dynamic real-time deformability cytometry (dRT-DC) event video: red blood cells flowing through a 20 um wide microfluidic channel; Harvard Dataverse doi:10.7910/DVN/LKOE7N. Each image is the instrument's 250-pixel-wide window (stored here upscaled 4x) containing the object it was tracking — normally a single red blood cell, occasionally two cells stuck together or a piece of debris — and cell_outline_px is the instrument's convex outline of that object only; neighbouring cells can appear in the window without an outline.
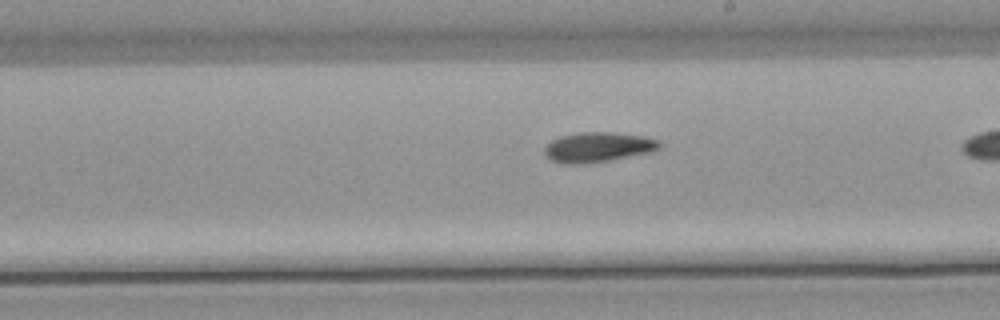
{"species": "common noctule bat (a hibernating species)", "species_latin": "Nyctalus noctula", "temperature_condition": "warm", "stored_images_in_passage": 29, "camera_frame_rate_fps": 3000, "um_per_image_px": 0.085, "animal": {"sex": "male", "body_mass_g": 21.5, "forearm_length_mm": 52.0}, "frame": {"image": 1, "passage_image": 28, "time_ms": 9.0, "image_size_px": [1000, 320], "cell_outline_px": [[660, 148], [648, 152], [608, 160], [568, 164], [564, 164], [552, 160], [544, 152], [544, 148], [552, 140], [560, 136], [580, 132], [616, 132], [644, 136], [660, 140]], "centroid_in_image_um": [50.83, 12.48], "position_along_channel_um": 238.2, "area_um2": 19.65}}